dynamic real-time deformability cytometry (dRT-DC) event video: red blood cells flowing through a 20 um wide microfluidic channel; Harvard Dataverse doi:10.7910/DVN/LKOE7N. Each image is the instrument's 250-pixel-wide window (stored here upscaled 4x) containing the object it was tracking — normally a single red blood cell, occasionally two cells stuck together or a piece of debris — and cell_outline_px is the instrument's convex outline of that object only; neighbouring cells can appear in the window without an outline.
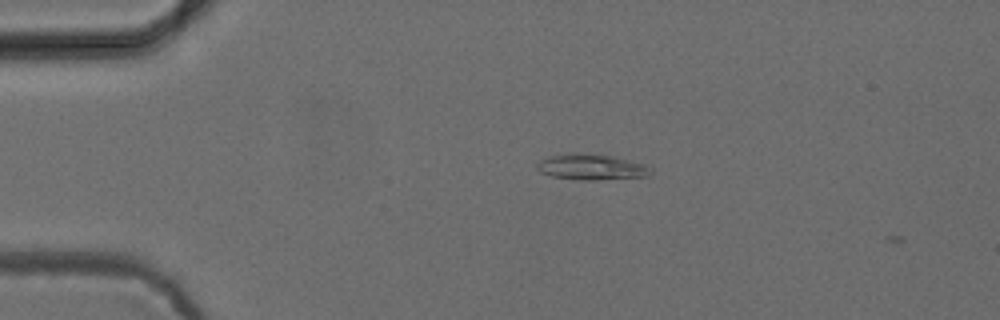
{"species": "common noctule bat (a hibernating species)", "species_latin": "Nyctalus noctula", "temperature_condition": "cold", "stored_images_in_passage": 3, "camera_frame_rate_fps": 3000, "um_per_image_px": 0.085, "animal": {"sex": "female", "body_mass_g": 24.6, "forearm_length_mm": 56.2}, "frame": {"image": 1, "passage_image": 2, "time_ms": 0.333, "image_size_px": [1000, 320], "cell_outline_px": [[652, 172], [648, 176], [596, 180], [580, 180], [552, 176], [540, 172], [536, 168], [536, 164], [540, 160], [548, 156], [568, 152], [576, 152], [612, 156], [644, 164]], "centroid_in_image_um": [50.2, 14.19], "position_along_channel_um": 34.8, "area_um2": 17.11}}